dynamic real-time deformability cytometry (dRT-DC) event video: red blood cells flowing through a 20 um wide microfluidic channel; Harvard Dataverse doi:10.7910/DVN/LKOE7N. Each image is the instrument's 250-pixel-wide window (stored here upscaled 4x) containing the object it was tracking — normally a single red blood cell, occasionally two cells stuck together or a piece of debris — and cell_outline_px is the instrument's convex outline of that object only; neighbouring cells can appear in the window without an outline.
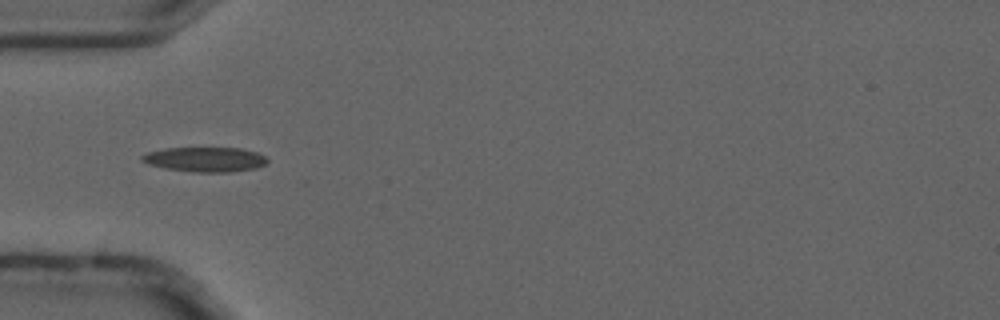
{"species": "common noctule bat (a hibernating species)", "species_latin": "Nyctalus noctula", "temperature_condition": "cold", "stored_images_in_passage": 6, "camera_frame_rate_fps": 3000, "um_per_image_px": 0.085, "animal": {"sex": "male", "forearm_length_mm": 52.5}, "frame": {"image": 1, "passage_image": 4, "time_ms": 1.0, "image_size_px": [1000, 320], "cell_outline_px": [[268, 164], [256, 168], [228, 172], [192, 172], [164, 168], [148, 164], [140, 160], [140, 156], [148, 152], [168, 148], [240, 148], [256, 152], [264, 156], [268, 160]], "centroid_in_image_um": [17.44, 13.55], "position_along_channel_um": 67.6, "area_um2": 18.09}}
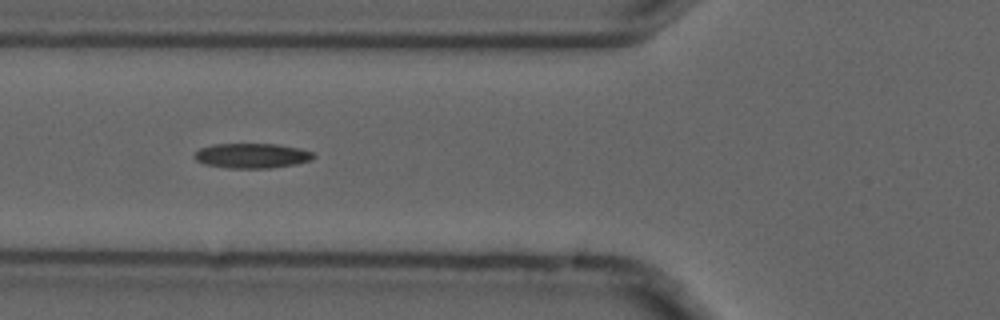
{"frame": {"image": 2, "passage_image": 5, "time_ms": 1.333, "image_size_px": [1000, 320], "cell_outline_px": [[316, 156], [312, 160], [296, 164], [272, 168], [228, 168], [204, 164], [196, 160], [192, 156], [200, 148], [212, 144], [276, 144], [300, 148], [312, 152]], "centroid_in_image_um": [21.42, 13.24], "position_along_channel_um": 104.4, "area_um2": 17.4}}
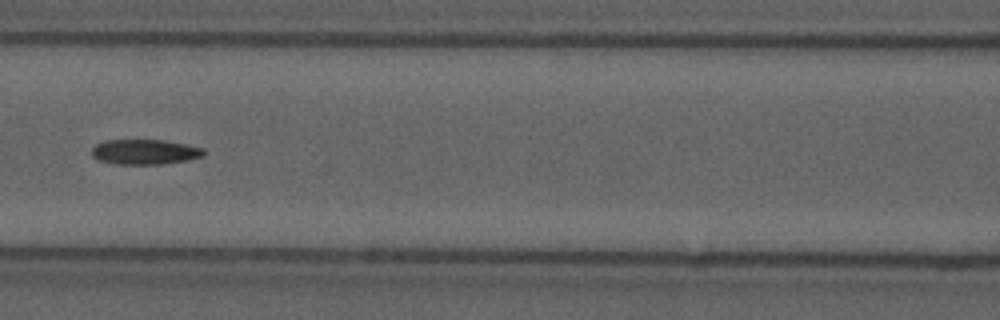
{"frame": {"image": 3, "passage_image": 6, "time_ms": 1.667, "image_size_px": [1000, 320], "cell_outline_px": [[204, 156], [188, 160], [160, 164], [112, 164], [96, 160], [92, 156], [92, 148], [96, 144], [104, 140], [164, 140], [204, 148]], "centroid_in_image_um": [12.27, 12.92], "position_along_channel_um": 154.3, "area_um2": 16.47}}